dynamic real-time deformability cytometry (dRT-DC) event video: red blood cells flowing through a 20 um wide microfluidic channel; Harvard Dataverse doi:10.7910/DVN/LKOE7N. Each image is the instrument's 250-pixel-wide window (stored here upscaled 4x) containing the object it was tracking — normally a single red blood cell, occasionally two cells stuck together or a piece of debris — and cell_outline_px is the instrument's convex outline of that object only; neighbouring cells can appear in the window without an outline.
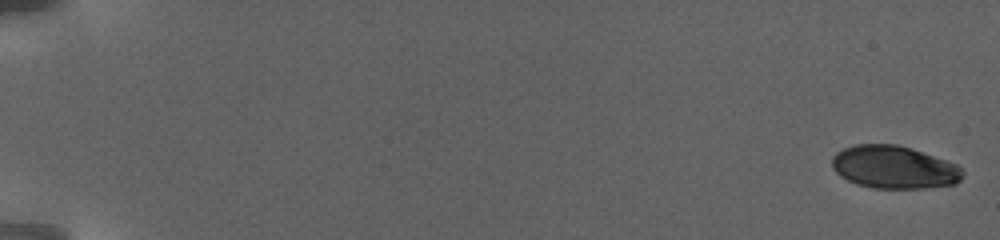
{"species": "human", "species_latin": "Homo sapiens", "temperature_condition": "warm", "stored_images_in_passage": 23, "camera_frame_rate_fps": 3000, "um_per_image_px": 0.085, "donor": {"sex": "female"}, "frame": {"image": 1, "passage_image": 1, "time_ms": 0.0, "image_size_px": [1000, 240], "cell_outline_px": [[964, 176], [956, 184], [928, 188], [872, 188], [856, 184], [840, 176], [832, 168], [832, 156], [836, 152], [844, 148], [856, 144], [896, 144], [912, 148], [956, 164], [964, 172]], "centroid_in_image_um": [75.99, 14.22], "position_along_channel_um": 9.0, "area_um2": 32.77}}